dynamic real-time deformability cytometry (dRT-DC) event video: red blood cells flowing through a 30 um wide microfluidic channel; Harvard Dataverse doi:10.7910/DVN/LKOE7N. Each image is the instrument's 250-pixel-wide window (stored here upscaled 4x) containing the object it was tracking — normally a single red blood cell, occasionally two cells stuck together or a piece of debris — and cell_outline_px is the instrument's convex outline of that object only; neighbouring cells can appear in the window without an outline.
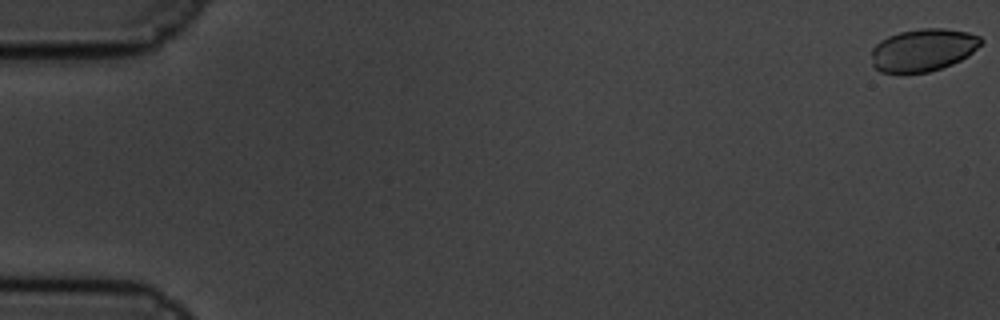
{"species": "common noctule bat (a hibernating species)", "species_latin": "Nyctalus noctula", "temperature_condition": "cold", "stored_images_in_passage": 61, "camera_frame_rate_fps": 3000, "um_per_image_px": 0.085, "animal": {"sex": "male", "body_mass_g": 19.5, "forearm_length_mm": 54.6}, "frame": {"image": 1, "passage_image": 1, "time_ms": 0.0, "image_size_px": [1000, 320], "cell_outline_px": [[984, 40], [968, 56], [952, 64], [928, 72], [880, 72], [872, 64], [872, 48], [880, 40], [888, 36], [900, 32], [920, 28], [944, 28], [968, 32], [980, 36]], "centroid_in_image_um": [78.46, 4.23], "position_along_channel_um": 6.5, "area_um2": 27.05}}
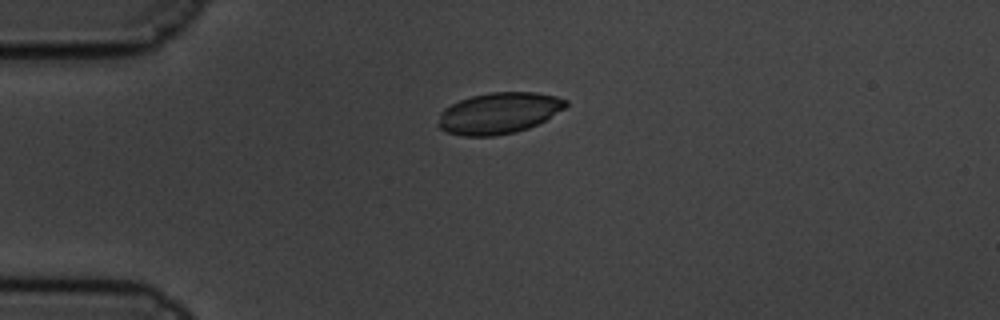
{"frame": {"image": 2, "passage_image": 16, "time_ms": 5.0, "image_size_px": [1000, 320], "cell_outline_px": [[568, 104], [564, 108], [544, 120], [528, 128], [516, 132], [496, 136], [464, 136], [448, 132], [440, 128], [440, 112], [444, 108], [460, 100], [472, 96], [488, 92], [536, 92], [556, 96], [568, 100]], "centroid_in_image_um": [42.42, 9.61], "position_along_channel_um": 42.6, "area_um2": 30.4}}
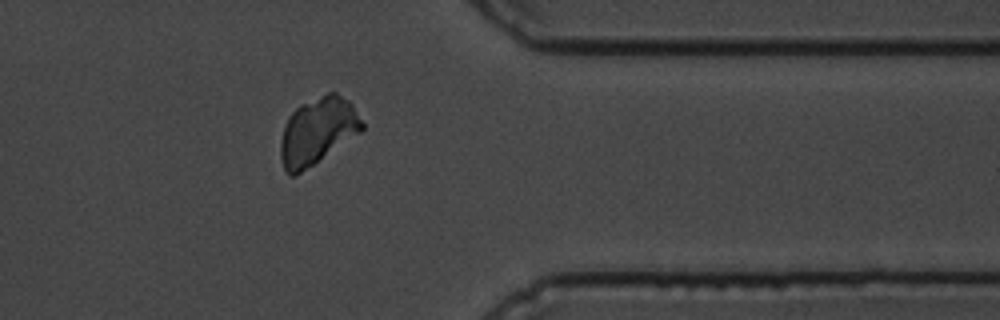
{"frame": {"image": 3, "passage_image": 50, "time_ms": 16.333, "image_size_px": [1000, 320], "cell_outline_px": [[364, 128], [360, 132], [296, 176], [288, 176], [284, 168], [280, 156], [280, 140], [284, 124], [288, 116], [300, 104], [328, 92], [336, 92], [348, 100], [352, 104], [364, 124]], "centroid_in_image_um": [26.96, 11.14], "position_along_channel_um": 384.4, "area_um2": 31.67}}